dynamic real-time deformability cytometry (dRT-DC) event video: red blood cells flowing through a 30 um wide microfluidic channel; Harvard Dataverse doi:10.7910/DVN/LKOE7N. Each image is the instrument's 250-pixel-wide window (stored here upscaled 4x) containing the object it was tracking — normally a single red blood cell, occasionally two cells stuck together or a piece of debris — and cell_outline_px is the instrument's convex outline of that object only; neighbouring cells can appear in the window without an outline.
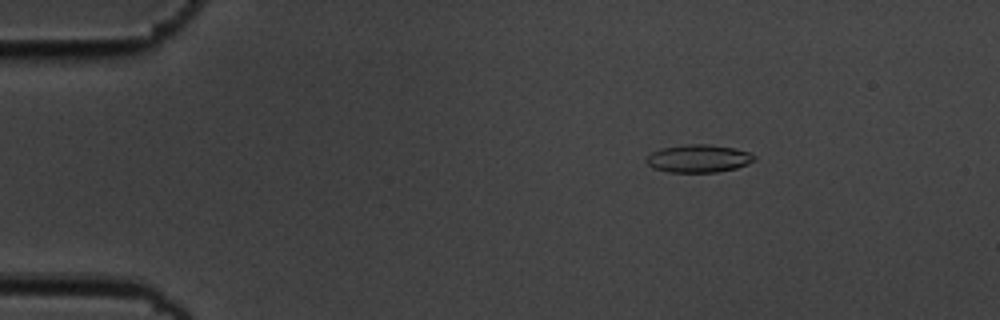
{"species": "common noctule bat (a hibernating species)", "species_latin": "Nyctalus noctula", "temperature_condition": "cold", "stored_images_in_passage": 4, "camera_frame_rate_fps": 3000, "um_per_image_px": 0.085, "animal": {"sex": "male", "body_mass_g": 19.5, "forearm_length_mm": 54.6}, "frame": {"image": 1, "passage_image": 1, "time_ms": 0.0, "image_size_px": [1000, 320], "cell_outline_px": [[756, 160], [748, 164], [736, 168], [716, 172], [668, 172], [652, 168], [644, 160], [652, 152], [660, 148], [688, 144], [708, 144], [736, 148], [748, 152], [756, 156]], "centroid_in_image_um": [59.38, 13.47], "position_along_channel_um": 25.6, "area_um2": 17.63}}